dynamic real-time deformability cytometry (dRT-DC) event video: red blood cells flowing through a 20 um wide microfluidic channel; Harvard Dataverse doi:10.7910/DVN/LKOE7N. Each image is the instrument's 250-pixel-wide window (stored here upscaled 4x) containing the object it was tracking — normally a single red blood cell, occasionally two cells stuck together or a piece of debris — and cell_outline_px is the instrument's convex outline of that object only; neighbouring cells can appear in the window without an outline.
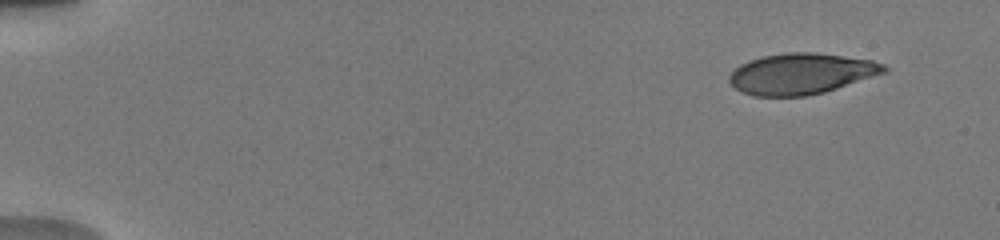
{"species": "human", "species_latin": "Homo sapiens", "temperature_condition": "warm", "stored_images_in_passage": 38, "camera_frame_rate_fps": 3000, "um_per_image_px": 0.085, "donor": {"sex": "male"}, "frame": {"image": 1, "passage_image": 1, "time_ms": 0.0, "image_size_px": [1000, 240], "cell_outline_px": [[888, 72], [824, 92], [808, 96], [752, 96], [740, 92], [728, 80], [728, 76], [740, 64], [748, 60], [764, 56], [784, 52], [816, 52], [872, 60], [884, 64], [888, 68]], "centroid_in_image_um": [68.1, 6.26], "position_along_channel_um": 16.9, "area_um2": 37.11}}
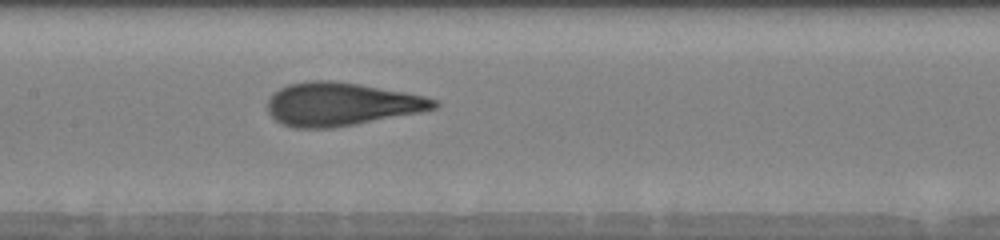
{"frame": {"image": 2, "passage_image": 15, "time_ms": 7.667, "image_size_px": [1000, 240], "cell_outline_px": [[440, 104], [436, 108], [420, 112], [332, 128], [296, 128], [284, 124], [276, 120], [268, 112], [268, 100], [272, 92], [288, 84], [308, 80], [332, 80], [360, 84], [404, 92], [424, 96], [440, 100]], "centroid_in_image_um": [29.0, 8.84], "position_along_channel_um": 178.4, "area_um2": 41.91}}
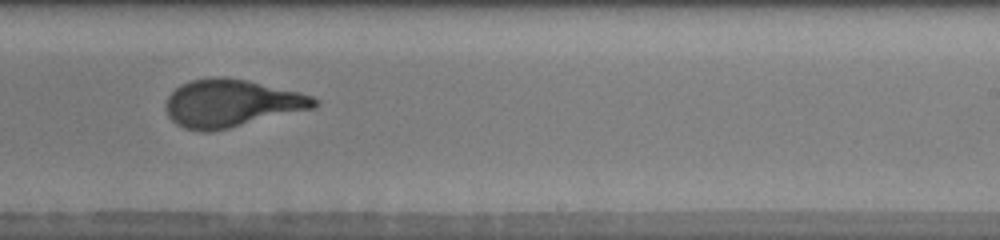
{"frame": {"image": 3, "passage_image": 21, "time_ms": 10.0, "image_size_px": [1000, 240], "cell_outline_px": [[320, 104], [312, 108], [212, 132], [200, 132], [184, 128], [176, 124], [168, 116], [168, 96], [180, 84], [192, 80], [212, 76], [224, 76], [248, 80], [300, 92], [312, 96], [320, 100]], "centroid_in_image_um": [19.68, 8.77], "position_along_channel_um": 269.3, "area_um2": 41.1}, "authors_computed_cell_mechanics": {"area_um2": 39.9398, "velocity_mm_per_s": 3.9052, "shape_relaxation_time_tau1_ms": 4.2182, "shape_relaxation_time_tau2_ms": null, "deformation_change_tau1": 0.2242, "deformation_change_tau2": null}}